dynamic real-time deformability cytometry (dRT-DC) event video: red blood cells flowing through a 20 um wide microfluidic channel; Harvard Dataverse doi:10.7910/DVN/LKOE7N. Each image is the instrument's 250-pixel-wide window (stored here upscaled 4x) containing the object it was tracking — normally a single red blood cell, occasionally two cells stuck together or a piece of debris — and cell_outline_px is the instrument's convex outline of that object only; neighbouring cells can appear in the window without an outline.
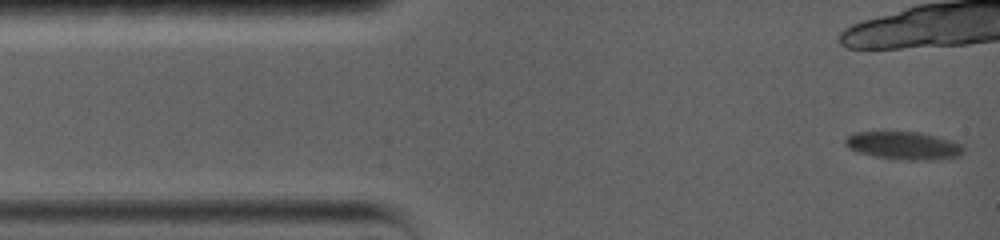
{"species": "common noctule bat (a hibernating species)", "species_latin": "Nyctalus noctula", "temperature_condition": "warm", "stored_images_in_passage": 10, "camera_frame_rate_fps": 5000, "um_per_image_px": 0.085, "animal": {"sex": "female", "body_mass_g": 19.0, "forearm_length_mm": 56.7}, "frame": {"image": 1, "passage_image": 1, "time_ms": 0.0, "image_size_px": [1000, 240], "cell_outline_px": [[964, 152], [960, 156], [936, 160], [908, 160], [876, 156], [860, 152], [848, 148], [844, 144], [844, 140], [848, 136], [856, 132], [920, 132], [936, 136], [960, 144], [964, 148]], "centroid_in_image_um": [76.83, 12.38], "position_along_channel_um": 8.2, "area_um2": 19.02}}